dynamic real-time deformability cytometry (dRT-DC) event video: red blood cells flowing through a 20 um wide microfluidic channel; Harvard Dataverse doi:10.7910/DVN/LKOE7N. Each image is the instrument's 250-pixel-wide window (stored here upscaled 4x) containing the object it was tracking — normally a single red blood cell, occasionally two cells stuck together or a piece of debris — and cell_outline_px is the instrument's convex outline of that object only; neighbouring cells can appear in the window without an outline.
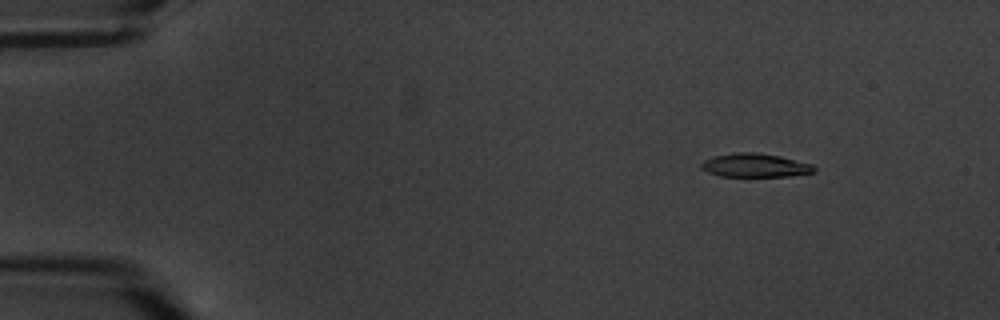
{"species": "common noctule bat (a hibernating species)", "species_latin": "Nyctalus noctula", "temperature_condition": "warm", "stored_images_in_passage": 6, "camera_frame_rate_fps": 3000, "um_per_image_px": 0.085, "animal": {"sex": "male", "body_mass_g": 20.1, "forearm_length_mm": 53.5}, "frame": {"image": 1, "passage_image": 3, "time_ms": 2.333, "image_size_px": [1000, 320], "cell_outline_px": [[816, 172], [788, 176], [720, 176], [708, 172], [700, 168], [700, 164], [704, 160], [712, 156], [736, 152], [756, 152], [780, 156], [812, 164], [816, 168]], "centroid_in_image_um": [64.16, 14.05], "position_along_channel_um": 20.8, "area_um2": 15.61}}
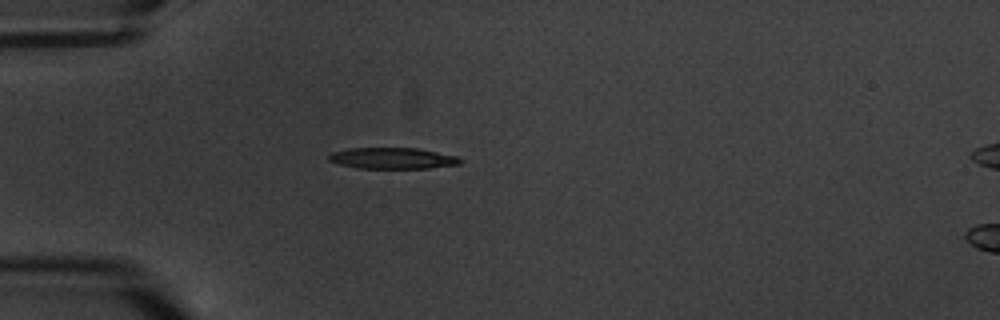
{"frame": {"image": 2, "passage_image": 6, "time_ms": 5.667, "image_size_px": [1000, 320], "cell_outline_px": [[460, 164], [428, 168], [356, 168], [340, 164], [328, 160], [328, 156], [332, 152], [348, 148], [416, 148], [456, 156], [460, 160]], "centroid_in_image_um": [33.31, 13.45], "position_along_channel_um": 51.7, "area_um2": 16.01}}